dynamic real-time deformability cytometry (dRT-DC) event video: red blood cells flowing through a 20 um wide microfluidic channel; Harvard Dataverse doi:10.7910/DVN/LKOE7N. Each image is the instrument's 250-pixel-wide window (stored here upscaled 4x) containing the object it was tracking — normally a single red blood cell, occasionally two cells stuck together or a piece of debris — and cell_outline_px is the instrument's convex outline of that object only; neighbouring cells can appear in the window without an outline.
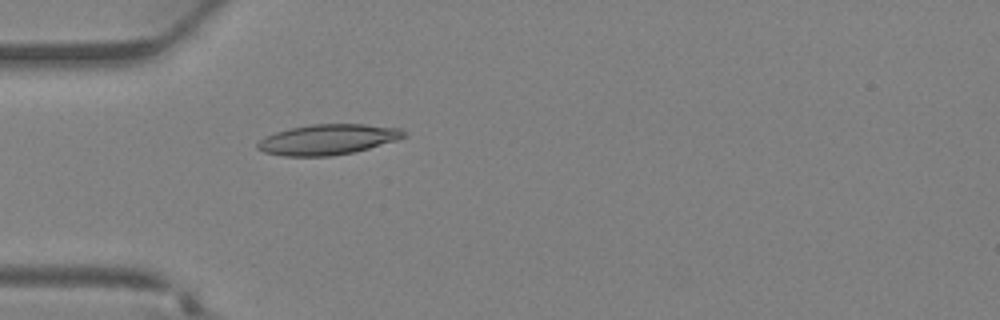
{"species": "Egyptian fruit bat (a non-hibernating species)", "species_latin": "Rousettus aegyptiacus", "temperature_condition": "warm", "stored_images_in_passage": 29, "camera_frame_rate_fps": 3000, "um_per_image_px": 0.085, "animal": {"sex": "female"}, "frame": {"image": 1, "passage_image": 3, "time_ms": 0.667, "image_size_px": [1000, 320], "cell_outline_px": [[404, 136], [396, 140], [368, 148], [352, 152], [328, 156], [284, 156], [264, 152], [256, 148], [256, 144], [260, 140], [276, 132], [292, 128], [312, 124], [364, 124], [400, 128], [404, 132]], "centroid_in_image_um": [27.84, 11.86], "position_along_channel_um": 57.2, "area_um2": 25.49}}
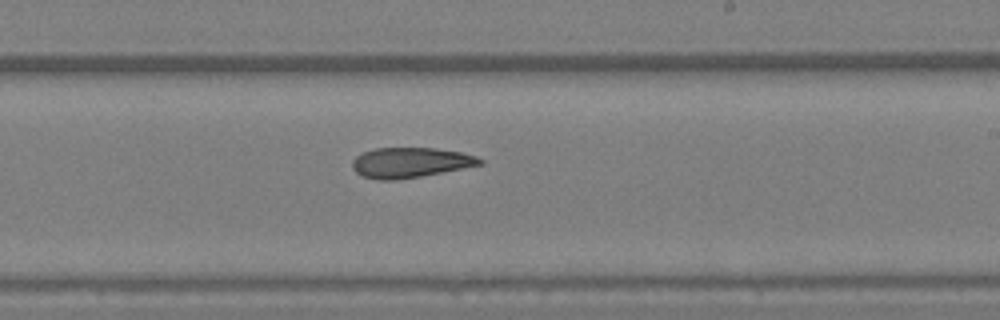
{"frame": {"image": 2, "passage_image": 14, "time_ms": 4.333, "image_size_px": [1000, 320], "cell_outline_px": [[484, 164], [420, 176], [396, 180], [380, 180], [360, 176], [352, 168], [352, 160], [356, 156], [364, 152], [376, 148], [436, 148], [460, 152], [476, 156], [484, 160]], "centroid_in_image_um": [34.86, 13.82], "position_along_channel_um": 254.1, "area_um2": 22.37}}
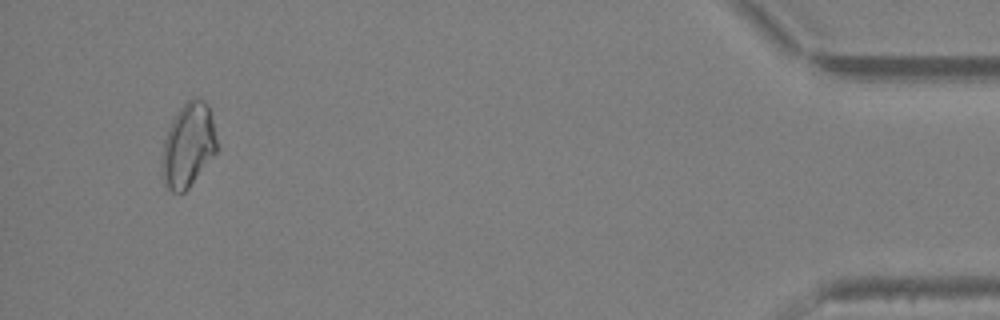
{"frame": {"image": 3, "passage_image": 27, "time_ms": 8.667, "image_size_px": [1000, 320], "cell_outline_px": [[216, 152], [188, 188], [184, 192], [172, 192], [164, 184], [160, 168], [164, 140], [180, 108], [192, 96], [196, 96], [204, 100], [208, 104], [212, 120], [216, 140]], "centroid_in_image_um": [15.98, 12.35], "position_along_channel_um": 419.2, "area_um2": 26.47}}